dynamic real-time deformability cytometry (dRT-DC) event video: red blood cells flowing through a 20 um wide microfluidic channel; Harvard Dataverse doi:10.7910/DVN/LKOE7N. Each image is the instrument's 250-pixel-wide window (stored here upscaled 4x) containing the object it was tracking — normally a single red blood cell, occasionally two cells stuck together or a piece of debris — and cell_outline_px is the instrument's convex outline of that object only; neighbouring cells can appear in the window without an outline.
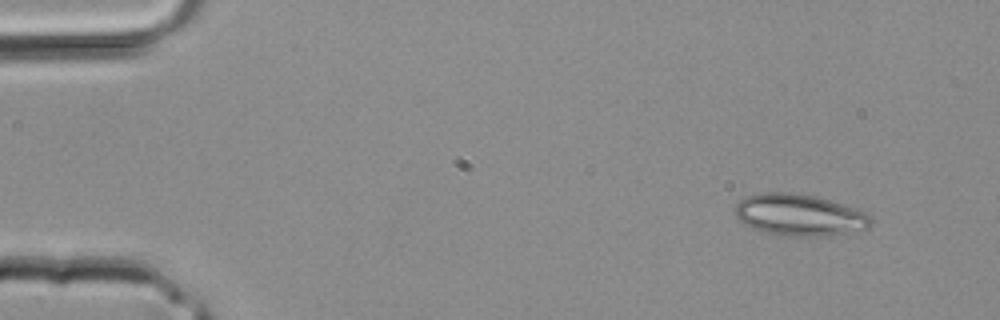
{"species": "common noctule bat (a hibernating species)", "species_latin": "Nyctalus noctula", "temperature_condition": "room temperature", "stored_images_in_passage": 3, "camera_frame_rate_fps": 3000, "um_per_image_px": 0.085, "animal": {"sex": "male", "body_mass_g": 20.4}, "frame": {"image": 1, "passage_image": 1, "time_ms": 0.0, "image_size_px": [1000, 320], "cell_outline_px": [[872, 224], [868, 228], [820, 236], [784, 236], [768, 232], [744, 224], [736, 216], [736, 204], [740, 200], [748, 196], [764, 192], [792, 192], [816, 196], [864, 212], [872, 216]], "centroid_in_image_um": [67.94, 18.26], "position_along_channel_um": 17.1, "area_um2": 32.37}}